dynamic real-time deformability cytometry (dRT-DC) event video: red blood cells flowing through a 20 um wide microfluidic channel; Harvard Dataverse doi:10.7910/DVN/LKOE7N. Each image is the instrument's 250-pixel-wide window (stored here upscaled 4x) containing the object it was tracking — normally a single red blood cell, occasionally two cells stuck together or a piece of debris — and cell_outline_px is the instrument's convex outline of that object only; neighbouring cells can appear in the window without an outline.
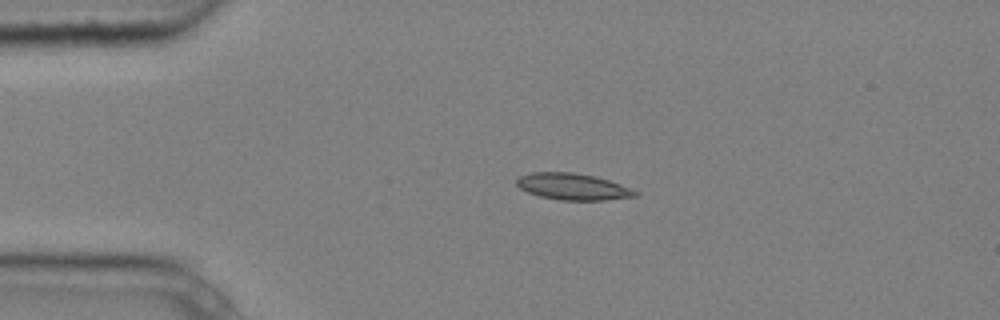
{"species": "common noctule bat (a hibernating species)", "species_latin": "Nyctalus noctula", "temperature_condition": "cold", "stored_images_in_passage": 3, "camera_frame_rate_fps": 3000, "um_per_image_px": 0.085, "animal": {"sex": "male", "body_mass_g": 20.4}, "frame": {"image": 1, "passage_image": 2, "time_ms": 0.333, "image_size_px": [1000, 320], "cell_outline_px": [[640, 192], [636, 196], [604, 200], [560, 200], [540, 196], [528, 192], [520, 188], [516, 184], [516, 180], [520, 176], [532, 172], [572, 172], [596, 176], [620, 184]], "centroid_in_image_um": [48.69, 15.86], "position_along_channel_um": 36.3, "area_um2": 18.26}}